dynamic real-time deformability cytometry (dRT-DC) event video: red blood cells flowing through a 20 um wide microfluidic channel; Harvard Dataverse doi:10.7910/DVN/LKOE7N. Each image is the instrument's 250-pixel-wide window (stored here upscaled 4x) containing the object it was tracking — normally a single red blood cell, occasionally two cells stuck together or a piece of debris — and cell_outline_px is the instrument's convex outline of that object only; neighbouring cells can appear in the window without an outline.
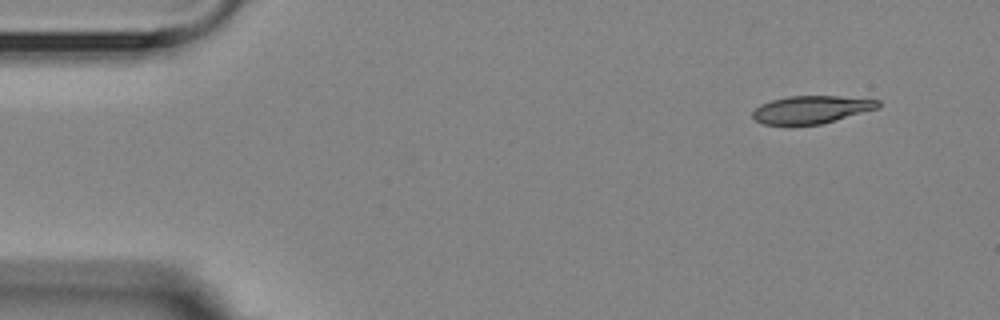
{"species": "Egyptian fruit bat (a non-hibernating species)", "species_latin": "Rousettus aegyptiacus", "temperature_condition": "room temperature", "stored_images_in_passage": 7, "camera_frame_rate_fps": 3000, "um_per_image_px": 0.085, "animal": {"sex": "female"}, "frame": {"image": 1, "passage_image": 1, "time_ms": 0.0, "image_size_px": [1000, 320], "cell_outline_px": [[880, 104], [876, 108], [820, 124], [764, 124], [756, 120], [752, 116], [752, 112], [760, 104], [772, 100], [788, 96], [836, 96], [880, 100]], "centroid_in_image_um": [68.92, 9.3], "position_along_channel_um": 16.1, "area_um2": 19.77}}
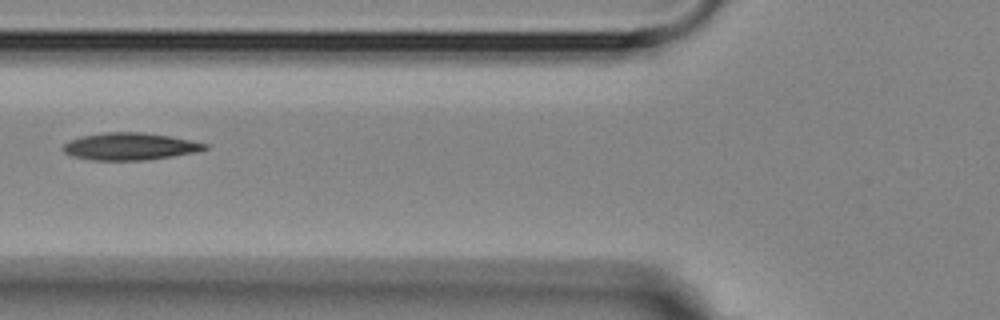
{"frame": {"image": 2, "passage_image": 5, "time_ms": 5.333, "image_size_px": [1000, 320], "cell_outline_px": [[208, 148], [196, 152], [148, 160], [92, 160], [72, 156], [64, 152], [60, 148], [68, 140], [80, 136], [104, 132], [140, 132], [168, 136], [208, 144]], "centroid_in_image_um": [10.98, 12.45], "position_along_channel_um": 114.8, "area_um2": 22.48}}
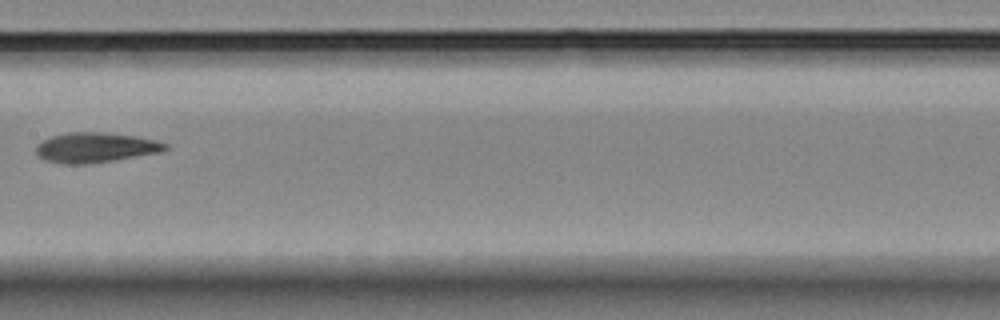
{"frame": {"image": 3, "passage_image": 7, "time_ms": 7.667, "image_size_px": [1000, 320], "cell_outline_px": [[168, 148], [160, 152], [116, 160], [88, 164], [60, 164], [44, 160], [36, 156], [36, 144], [52, 136], [68, 132], [100, 132], [136, 136], [156, 140], [168, 144]], "centroid_in_image_um": [8.08, 12.55], "position_along_channel_um": 199.3, "area_um2": 22.77}}